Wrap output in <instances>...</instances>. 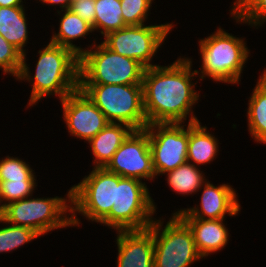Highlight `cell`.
<instances>
[{
  "label": "cell",
  "mask_w": 266,
  "mask_h": 267,
  "mask_svg": "<svg viewBox=\"0 0 266 267\" xmlns=\"http://www.w3.org/2000/svg\"><path fill=\"white\" fill-rule=\"evenodd\" d=\"M190 58L181 56L168 66L145 68L142 80L143 107L148 124L195 123L193 105L198 103L199 93L192 80L198 75L192 71Z\"/></svg>",
  "instance_id": "6da1fadb"
},
{
  "label": "cell",
  "mask_w": 266,
  "mask_h": 267,
  "mask_svg": "<svg viewBox=\"0 0 266 267\" xmlns=\"http://www.w3.org/2000/svg\"><path fill=\"white\" fill-rule=\"evenodd\" d=\"M38 54L34 76H31L27 66L25 52L22 54L19 74L15 78L32 82L29 107L51 95L58 96L61 101L79 89V56L75 52L49 42Z\"/></svg>",
  "instance_id": "7a4b0ae2"
},
{
  "label": "cell",
  "mask_w": 266,
  "mask_h": 267,
  "mask_svg": "<svg viewBox=\"0 0 266 267\" xmlns=\"http://www.w3.org/2000/svg\"><path fill=\"white\" fill-rule=\"evenodd\" d=\"M243 38L235 37L219 27L214 33L199 41L202 66L196 70L200 79L208 76L215 82L238 84L249 49Z\"/></svg>",
  "instance_id": "3957f363"
},
{
  "label": "cell",
  "mask_w": 266,
  "mask_h": 267,
  "mask_svg": "<svg viewBox=\"0 0 266 267\" xmlns=\"http://www.w3.org/2000/svg\"><path fill=\"white\" fill-rule=\"evenodd\" d=\"M66 195V198L56 196L33 199L29 196L11 202L0 211V224L10 223L28 227L40 236L54 229L70 227L72 226L71 216L69 217L71 214V189ZM67 212L70 213L67 214Z\"/></svg>",
  "instance_id": "277c9868"
},
{
  "label": "cell",
  "mask_w": 266,
  "mask_h": 267,
  "mask_svg": "<svg viewBox=\"0 0 266 267\" xmlns=\"http://www.w3.org/2000/svg\"><path fill=\"white\" fill-rule=\"evenodd\" d=\"M79 89L111 123H124L134 130L148 125L143 107L142 84H79Z\"/></svg>",
  "instance_id": "5b68a950"
},
{
  "label": "cell",
  "mask_w": 266,
  "mask_h": 267,
  "mask_svg": "<svg viewBox=\"0 0 266 267\" xmlns=\"http://www.w3.org/2000/svg\"><path fill=\"white\" fill-rule=\"evenodd\" d=\"M144 71L137 60L111 51L102 42H94L79 56V84H142Z\"/></svg>",
  "instance_id": "8992f818"
},
{
  "label": "cell",
  "mask_w": 266,
  "mask_h": 267,
  "mask_svg": "<svg viewBox=\"0 0 266 267\" xmlns=\"http://www.w3.org/2000/svg\"><path fill=\"white\" fill-rule=\"evenodd\" d=\"M155 211L156 205L145 182L118 175L115 203L100 223L116 231L143 230L154 221Z\"/></svg>",
  "instance_id": "52a82bcc"
},
{
  "label": "cell",
  "mask_w": 266,
  "mask_h": 267,
  "mask_svg": "<svg viewBox=\"0 0 266 267\" xmlns=\"http://www.w3.org/2000/svg\"><path fill=\"white\" fill-rule=\"evenodd\" d=\"M118 175L105 168H94L78 185L71 187V227L79 226V213L90 221L100 223L115 203ZM77 212V213H76Z\"/></svg>",
  "instance_id": "ba28073f"
},
{
  "label": "cell",
  "mask_w": 266,
  "mask_h": 267,
  "mask_svg": "<svg viewBox=\"0 0 266 267\" xmlns=\"http://www.w3.org/2000/svg\"><path fill=\"white\" fill-rule=\"evenodd\" d=\"M172 214L164 228L163 221L155 218L148 227L154 238V267H189L202 259L190 227L178 214Z\"/></svg>",
  "instance_id": "9c48e42d"
},
{
  "label": "cell",
  "mask_w": 266,
  "mask_h": 267,
  "mask_svg": "<svg viewBox=\"0 0 266 267\" xmlns=\"http://www.w3.org/2000/svg\"><path fill=\"white\" fill-rule=\"evenodd\" d=\"M173 26L171 23L125 26L108 33L102 43L111 51L137 60L145 68H150L157 66L153 65L151 60Z\"/></svg>",
  "instance_id": "30bf717a"
},
{
  "label": "cell",
  "mask_w": 266,
  "mask_h": 267,
  "mask_svg": "<svg viewBox=\"0 0 266 267\" xmlns=\"http://www.w3.org/2000/svg\"><path fill=\"white\" fill-rule=\"evenodd\" d=\"M148 124V133L153 169L156 176L165 174L187 162L189 123Z\"/></svg>",
  "instance_id": "8fae6325"
},
{
  "label": "cell",
  "mask_w": 266,
  "mask_h": 267,
  "mask_svg": "<svg viewBox=\"0 0 266 267\" xmlns=\"http://www.w3.org/2000/svg\"><path fill=\"white\" fill-rule=\"evenodd\" d=\"M121 177L153 180L152 155L148 133L145 129L133 130L104 167Z\"/></svg>",
  "instance_id": "7c38bea8"
},
{
  "label": "cell",
  "mask_w": 266,
  "mask_h": 267,
  "mask_svg": "<svg viewBox=\"0 0 266 267\" xmlns=\"http://www.w3.org/2000/svg\"><path fill=\"white\" fill-rule=\"evenodd\" d=\"M60 102L63 119L72 136L89 141L110 123L80 89L67 95Z\"/></svg>",
  "instance_id": "4fadbf2b"
},
{
  "label": "cell",
  "mask_w": 266,
  "mask_h": 267,
  "mask_svg": "<svg viewBox=\"0 0 266 267\" xmlns=\"http://www.w3.org/2000/svg\"><path fill=\"white\" fill-rule=\"evenodd\" d=\"M200 189H203L200 207L196 205L184 208L174 214H178L181 218L225 219L227 213L228 216H236L240 212L241 206L236 197L238 195L228 183L214 186L207 181Z\"/></svg>",
  "instance_id": "5bb4252c"
},
{
  "label": "cell",
  "mask_w": 266,
  "mask_h": 267,
  "mask_svg": "<svg viewBox=\"0 0 266 267\" xmlns=\"http://www.w3.org/2000/svg\"><path fill=\"white\" fill-rule=\"evenodd\" d=\"M117 267H154V238L148 229L119 230Z\"/></svg>",
  "instance_id": "9a60e30c"
},
{
  "label": "cell",
  "mask_w": 266,
  "mask_h": 267,
  "mask_svg": "<svg viewBox=\"0 0 266 267\" xmlns=\"http://www.w3.org/2000/svg\"><path fill=\"white\" fill-rule=\"evenodd\" d=\"M190 227L196 249L202 258L226 247L229 232L224 219L182 218Z\"/></svg>",
  "instance_id": "2e32d148"
},
{
  "label": "cell",
  "mask_w": 266,
  "mask_h": 267,
  "mask_svg": "<svg viewBox=\"0 0 266 267\" xmlns=\"http://www.w3.org/2000/svg\"><path fill=\"white\" fill-rule=\"evenodd\" d=\"M133 130L127 124L110 122L96 136L91 138L88 143L95 158L94 168H104Z\"/></svg>",
  "instance_id": "e0dca14e"
},
{
  "label": "cell",
  "mask_w": 266,
  "mask_h": 267,
  "mask_svg": "<svg viewBox=\"0 0 266 267\" xmlns=\"http://www.w3.org/2000/svg\"><path fill=\"white\" fill-rule=\"evenodd\" d=\"M218 139L201 123H189V140L187 147V162L193 165H204L216 159ZM193 162V163H192Z\"/></svg>",
  "instance_id": "ac0fdd59"
},
{
  "label": "cell",
  "mask_w": 266,
  "mask_h": 267,
  "mask_svg": "<svg viewBox=\"0 0 266 267\" xmlns=\"http://www.w3.org/2000/svg\"><path fill=\"white\" fill-rule=\"evenodd\" d=\"M62 15L60 18L59 31L54 33L50 38V43L66 47L80 56L86 49L73 44V40L85 37L93 31L92 26L84 21L77 14L73 13L70 9L57 11Z\"/></svg>",
  "instance_id": "d6986e66"
},
{
  "label": "cell",
  "mask_w": 266,
  "mask_h": 267,
  "mask_svg": "<svg viewBox=\"0 0 266 267\" xmlns=\"http://www.w3.org/2000/svg\"><path fill=\"white\" fill-rule=\"evenodd\" d=\"M24 8L0 6V35L22 54L26 51L24 47L28 40V23Z\"/></svg>",
  "instance_id": "ffe728a7"
},
{
  "label": "cell",
  "mask_w": 266,
  "mask_h": 267,
  "mask_svg": "<svg viewBox=\"0 0 266 267\" xmlns=\"http://www.w3.org/2000/svg\"><path fill=\"white\" fill-rule=\"evenodd\" d=\"M247 109L248 130L258 143L266 144V81L260 76Z\"/></svg>",
  "instance_id": "44dd1931"
},
{
  "label": "cell",
  "mask_w": 266,
  "mask_h": 267,
  "mask_svg": "<svg viewBox=\"0 0 266 267\" xmlns=\"http://www.w3.org/2000/svg\"><path fill=\"white\" fill-rule=\"evenodd\" d=\"M202 172L197 166L185 162L165 174H167L169 187L177 194L179 193L185 196V194L190 195L199 192L201 186L207 180Z\"/></svg>",
  "instance_id": "7402d4cb"
},
{
  "label": "cell",
  "mask_w": 266,
  "mask_h": 267,
  "mask_svg": "<svg viewBox=\"0 0 266 267\" xmlns=\"http://www.w3.org/2000/svg\"><path fill=\"white\" fill-rule=\"evenodd\" d=\"M121 0H95V22L93 31L100 30L102 36L124 28Z\"/></svg>",
  "instance_id": "603a6c76"
},
{
  "label": "cell",
  "mask_w": 266,
  "mask_h": 267,
  "mask_svg": "<svg viewBox=\"0 0 266 267\" xmlns=\"http://www.w3.org/2000/svg\"><path fill=\"white\" fill-rule=\"evenodd\" d=\"M0 228V253L11 252L20 246L37 239L40 235L33 229L8 223Z\"/></svg>",
  "instance_id": "cb8c5ba5"
},
{
  "label": "cell",
  "mask_w": 266,
  "mask_h": 267,
  "mask_svg": "<svg viewBox=\"0 0 266 267\" xmlns=\"http://www.w3.org/2000/svg\"><path fill=\"white\" fill-rule=\"evenodd\" d=\"M35 184L36 180L0 181V211L11 202L32 197Z\"/></svg>",
  "instance_id": "d4e9b609"
},
{
  "label": "cell",
  "mask_w": 266,
  "mask_h": 267,
  "mask_svg": "<svg viewBox=\"0 0 266 267\" xmlns=\"http://www.w3.org/2000/svg\"><path fill=\"white\" fill-rule=\"evenodd\" d=\"M30 165L19 157L6 156L0 160V181L36 180Z\"/></svg>",
  "instance_id": "484cf974"
},
{
  "label": "cell",
  "mask_w": 266,
  "mask_h": 267,
  "mask_svg": "<svg viewBox=\"0 0 266 267\" xmlns=\"http://www.w3.org/2000/svg\"><path fill=\"white\" fill-rule=\"evenodd\" d=\"M154 0H121L123 21L126 26L144 25Z\"/></svg>",
  "instance_id": "4316f807"
},
{
  "label": "cell",
  "mask_w": 266,
  "mask_h": 267,
  "mask_svg": "<svg viewBox=\"0 0 266 267\" xmlns=\"http://www.w3.org/2000/svg\"><path fill=\"white\" fill-rule=\"evenodd\" d=\"M22 63V53L0 35V69L4 74L18 76Z\"/></svg>",
  "instance_id": "83f0119b"
},
{
  "label": "cell",
  "mask_w": 266,
  "mask_h": 267,
  "mask_svg": "<svg viewBox=\"0 0 266 267\" xmlns=\"http://www.w3.org/2000/svg\"><path fill=\"white\" fill-rule=\"evenodd\" d=\"M238 23L251 27L262 26L266 22V0H252L238 15H232Z\"/></svg>",
  "instance_id": "f1b7e54d"
},
{
  "label": "cell",
  "mask_w": 266,
  "mask_h": 267,
  "mask_svg": "<svg viewBox=\"0 0 266 267\" xmlns=\"http://www.w3.org/2000/svg\"><path fill=\"white\" fill-rule=\"evenodd\" d=\"M91 26L95 22V0H72L69 8Z\"/></svg>",
  "instance_id": "f546056e"
},
{
  "label": "cell",
  "mask_w": 266,
  "mask_h": 267,
  "mask_svg": "<svg viewBox=\"0 0 266 267\" xmlns=\"http://www.w3.org/2000/svg\"><path fill=\"white\" fill-rule=\"evenodd\" d=\"M252 0H235L230 10L231 15H238Z\"/></svg>",
  "instance_id": "4dcf8cb0"
},
{
  "label": "cell",
  "mask_w": 266,
  "mask_h": 267,
  "mask_svg": "<svg viewBox=\"0 0 266 267\" xmlns=\"http://www.w3.org/2000/svg\"><path fill=\"white\" fill-rule=\"evenodd\" d=\"M43 2L46 3V4H49V5H58L60 6L61 10H65V9H69L70 6H71V2L72 0H39V2Z\"/></svg>",
  "instance_id": "1f68e13d"
},
{
  "label": "cell",
  "mask_w": 266,
  "mask_h": 267,
  "mask_svg": "<svg viewBox=\"0 0 266 267\" xmlns=\"http://www.w3.org/2000/svg\"><path fill=\"white\" fill-rule=\"evenodd\" d=\"M1 7H18L23 6L22 0H0Z\"/></svg>",
  "instance_id": "d6a6232c"
},
{
  "label": "cell",
  "mask_w": 266,
  "mask_h": 267,
  "mask_svg": "<svg viewBox=\"0 0 266 267\" xmlns=\"http://www.w3.org/2000/svg\"><path fill=\"white\" fill-rule=\"evenodd\" d=\"M263 75L261 76L266 81V69L263 71Z\"/></svg>",
  "instance_id": "836d02e7"
}]
</instances>
